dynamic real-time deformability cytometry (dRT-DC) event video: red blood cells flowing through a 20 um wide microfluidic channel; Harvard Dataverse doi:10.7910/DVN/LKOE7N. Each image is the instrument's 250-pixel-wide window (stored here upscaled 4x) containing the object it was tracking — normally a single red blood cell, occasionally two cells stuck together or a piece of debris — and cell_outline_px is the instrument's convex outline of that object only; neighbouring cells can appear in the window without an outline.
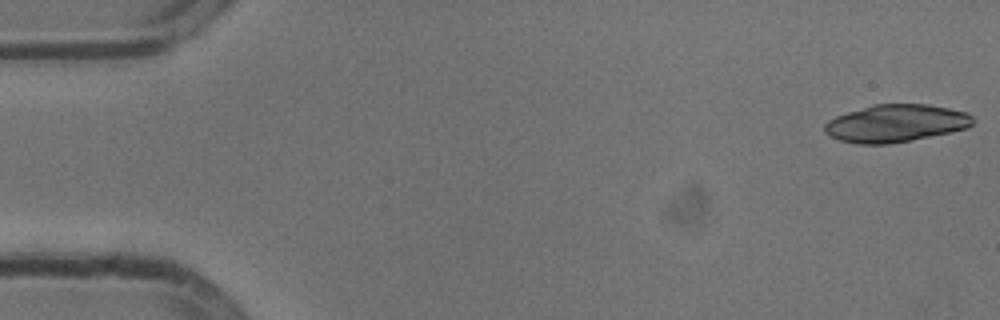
{"species": "common noctule bat (a hibernating species)", "species_latin": "Nyctalus noctula", "temperature_condition": "cold", "stored_images_in_passage": 18, "camera_frame_rate_fps": 3000, "um_per_image_px": 0.085, "animal": {"sex": "male", "body_mass_g": 13.3}, "frame": {"image": 1, "passage_image": 1, "time_ms": 0.0, "image_size_px": [1000, 320], "cell_outline_px": [[976, 120], [968, 128], [912, 140], [888, 144], [860, 144], [840, 140], [824, 132], [824, 124], [828, 120], [836, 116], [872, 104], [928, 104], [968, 112]], "centroid_in_image_um": [76.16, 10.47], "position_along_channel_um": 8.8, "area_um2": 32.43}}